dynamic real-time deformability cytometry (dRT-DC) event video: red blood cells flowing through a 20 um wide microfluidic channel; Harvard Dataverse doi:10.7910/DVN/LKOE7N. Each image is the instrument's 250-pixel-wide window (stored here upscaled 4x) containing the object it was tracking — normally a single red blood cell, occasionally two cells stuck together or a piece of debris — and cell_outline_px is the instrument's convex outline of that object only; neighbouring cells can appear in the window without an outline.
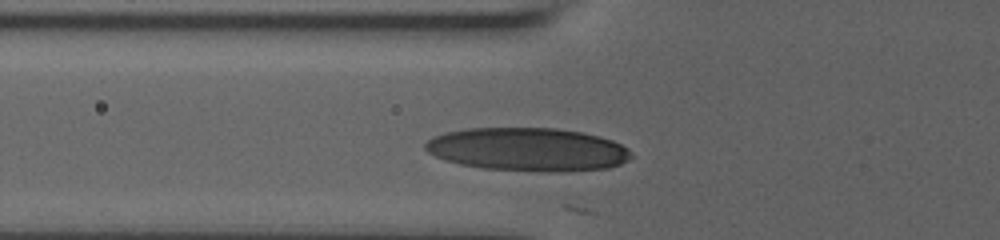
{"species": "human", "species_latin": "Homo sapiens", "temperature_condition": "room temperature", "stored_images_in_passage": 2, "camera_frame_rate_fps": 3000, "um_per_image_px": 0.085, "donor": {"sex": "male"}, "frame": {"image": 1, "passage_image": 2, "time_ms": 0.667, "image_size_px": [1000, 240], "cell_outline_px": [[632, 156], [628, 160], [620, 164], [608, 168], [560, 172], [548, 172], [480, 168], [460, 164], [444, 160], [428, 152], [424, 148], [424, 144], [428, 140], [436, 136], [448, 132], [468, 128], [556, 128], [580, 132], [600, 136], [612, 140], [628, 148]], "centroid_in_image_um": [44.88, 12.71], "position_along_channel_um": 80.9, "area_um2": 52.02}}